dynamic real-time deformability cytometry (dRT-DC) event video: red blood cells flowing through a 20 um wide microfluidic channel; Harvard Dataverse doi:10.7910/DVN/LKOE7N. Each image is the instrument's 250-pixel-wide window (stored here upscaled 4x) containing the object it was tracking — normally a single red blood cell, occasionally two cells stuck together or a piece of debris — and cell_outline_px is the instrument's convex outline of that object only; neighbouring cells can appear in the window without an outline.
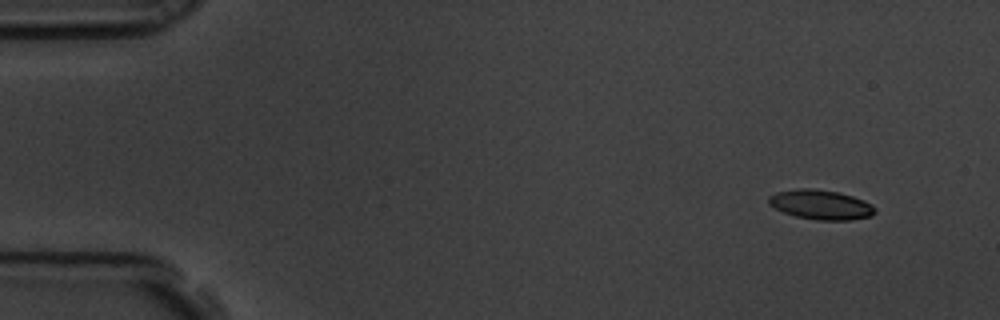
{"species": "common noctule bat (a hibernating species)", "species_latin": "Nyctalus noctula", "temperature_condition": "room temperature", "stored_images_in_passage": 4, "camera_frame_rate_fps": 3000, "um_per_image_px": 0.085, "animal": {"sex": "male", "body_mass_g": 19.5, "forearm_length_mm": 54.6}, "frame": {"image": 1, "passage_image": 1, "time_ms": 0.0, "image_size_px": [1000, 320], "cell_outline_px": [[876, 212], [872, 216], [848, 220], [816, 220], [796, 216], [784, 212], [768, 204], [768, 196], [776, 192], [800, 188], [812, 188], [840, 192], [864, 200], [872, 204], [876, 208]], "centroid_in_image_um": [69.79, 17.39], "position_along_channel_um": 15.2, "area_um2": 18.44}}
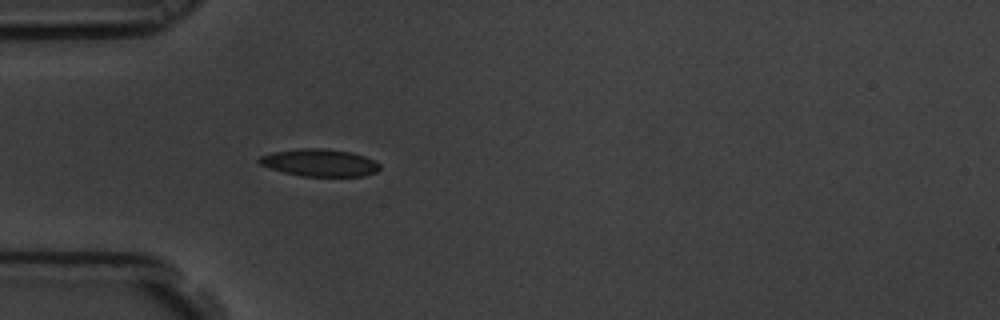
{"frame": {"image": 2, "passage_image": 4, "time_ms": 1.0, "image_size_px": [1000, 320], "cell_outline_px": [[380, 168], [376, 172], [364, 176], [300, 176], [284, 172], [260, 164], [256, 160], [260, 156], [272, 152], [300, 148], [320, 148], [352, 152], [376, 160], [380, 164]], "centroid_in_image_um": [27.19, 13.82], "position_along_channel_um": 57.8, "area_um2": 19.25}}